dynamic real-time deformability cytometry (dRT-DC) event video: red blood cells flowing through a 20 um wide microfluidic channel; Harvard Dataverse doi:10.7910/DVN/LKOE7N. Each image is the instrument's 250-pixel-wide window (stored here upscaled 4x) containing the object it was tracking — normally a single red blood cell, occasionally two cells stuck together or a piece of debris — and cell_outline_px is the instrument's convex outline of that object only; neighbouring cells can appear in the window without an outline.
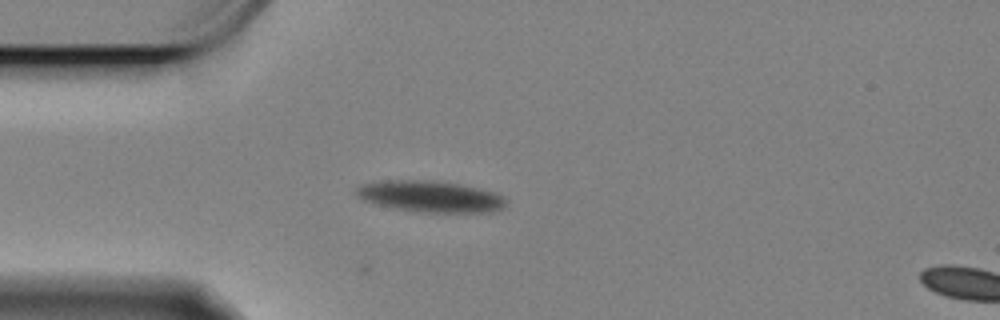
{"species": "Egyptian fruit bat (a non-hibernating species)", "species_latin": "Rousettus aegyptiacus", "temperature_condition": "cold", "stored_images_in_passage": 35, "camera_frame_rate_fps": 3000, "um_per_image_px": 0.085, "animal": {"sex": "female"}, "frame": {"image": 1, "passage_image": 1, "time_ms": 0.0, "image_size_px": [1000, 320], "cell_outline_px": [[504, 204], [500, 208], [488, 212], [428, 212], [400, 208], [380, 204], [364, 200], [356, 192], [356, 188], [360, 184], [388, 180], [424, 180], [460, 184], [492, 192], [504, 196]], "centroid_in_image_um": [36.57, 16.68], "position_along_channel_um": 48.4, "area_um2": 26.36}}
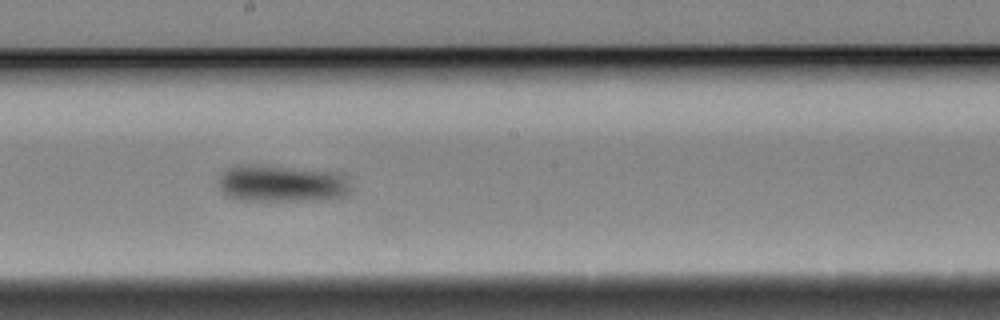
{"frame": {"image": 2, "passage_image": 18, "time_ms": 5.667, "image_size_px": [1000, 320], "cell_outline_px": [[348, 192], [344, 196], [324, 200], [240, 200], [228, 196], [220, 188], [220, 176], [228, 168], [240, 164], [256, 164], [332, 172], [340, 176], [348, 184]], "centroid_in_image_um": [23.87, 15.6], "position_along_channel_um": 224.3, "area_um2": 27.86}}
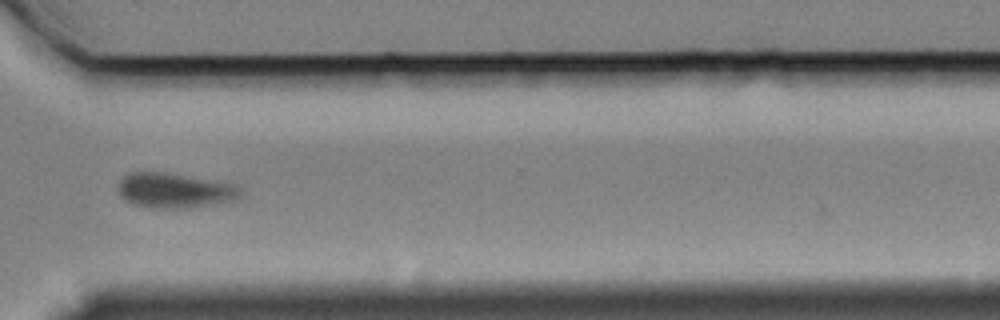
{"frame": {"image": 3, "passage_image": 30, "time_ms": 9.667, "image_size_px": [1000, 320], "cell_outline_px": [[240, 196], [236, 200], [212, 204], [180, 208], [148, 208], [132, 204], [124, 200], [120, 192], [120, 180], [124, 176], [132, 172], [164, 172], [236, 184], [240, 188]], "centroid_in_image_um": [14.84, 16.19], "position_along_channel_um": 355.8, "area_um2": 24.68}, "authors_computed_cell_mechanics": {"area_um2": 26.3568, "velocity_mm_per_s": 3.2831, "shape_relaxation_time_tau1_ms": 4.2561, "shape_relaxation_time_tau2_ms": null, "deformation_change_tau1": 0.1048, "deformation_change_tau2": null}}